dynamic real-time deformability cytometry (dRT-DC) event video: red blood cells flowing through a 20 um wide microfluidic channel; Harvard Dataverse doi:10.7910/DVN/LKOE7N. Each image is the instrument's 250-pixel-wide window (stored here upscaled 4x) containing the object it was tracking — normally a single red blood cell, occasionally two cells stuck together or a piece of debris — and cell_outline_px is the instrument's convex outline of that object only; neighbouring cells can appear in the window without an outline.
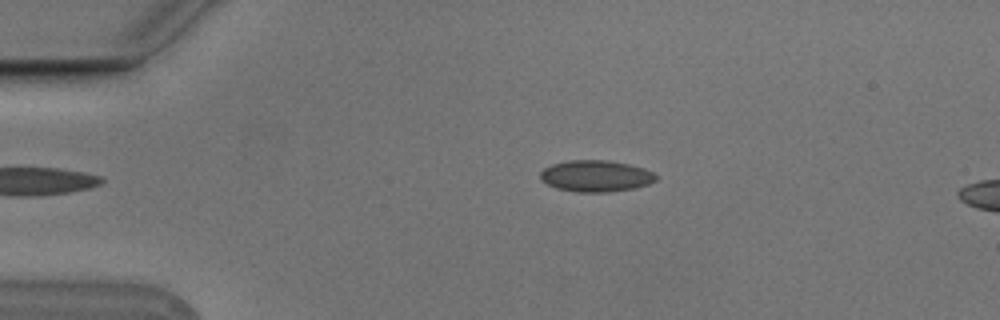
{"species": "Egyptian fruit bat (a non-hibernating species)", "species_latin": "Rousettus aegyptiacus", "temperature_condition": "cold", "stored_images_in_passage": 8, "camera_frame_rate_fps": 3000, "um_per_image_px": 0.085, "animal": {"sex": "male"}, "frame": {"image": 1, "passage_image": 3, "time_ms": 0.667, "image_size_px": [1000, 320], "cell_outline_px": [[656, 180], [648, 184], [636, 188], [608, 192], [576, 192], [556, 188], [540, 180], [540, 172], [544, 168], [552, 164], [572, 160], [604, 160], [628, 164], [644, 168], [652, 172], [656, 176]], "centroid_in_image_um": [50.63, 14.97], "position_along_channel_um": 34.4, "area_um2": 21.15}}
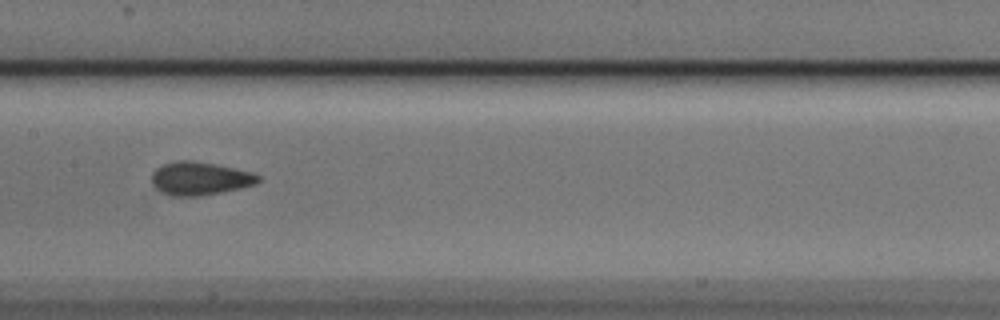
{"frame": {"image": 2, "passage_image": 7, "time_ms": 2.0, "image_size_px": [1000, 320], "cell_outline_px": [[260, 180], [256, 184], [240, 188], [200, 196], [172, 196], [160, 192], [152, 184], [152, 172], [156, 168], [164, 164], [176, 160], [192, 160], [252, 172], [260, 176]], "centroid_in_image_um": [16.96, 15.17], "position_along_channel_um": 190.4, "area_um2": 20.52}}
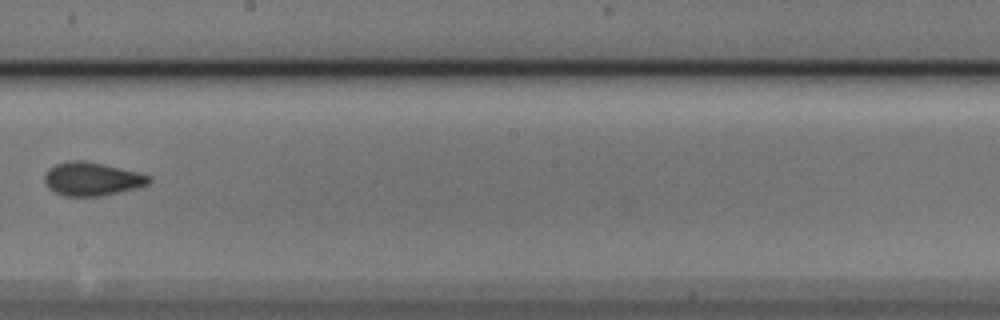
{"frame": {"image": 3, "passage_image": 8, "time_ms": 2.333, "image_size_px": [1000, 320], "cell_outline_px": [[152, 180], [148, 184], [136, 188], [100, 196], [64, 196], [48, 188], [44, 180], [44, 176], [48, 168], [56, 164], [68, 160], [84, 160], [140, 172], [152, 176]], "centroid_in_image_um": [7.82, 15.2], "position_along_channel_um": 240.4, "area_um2": 20.46}}